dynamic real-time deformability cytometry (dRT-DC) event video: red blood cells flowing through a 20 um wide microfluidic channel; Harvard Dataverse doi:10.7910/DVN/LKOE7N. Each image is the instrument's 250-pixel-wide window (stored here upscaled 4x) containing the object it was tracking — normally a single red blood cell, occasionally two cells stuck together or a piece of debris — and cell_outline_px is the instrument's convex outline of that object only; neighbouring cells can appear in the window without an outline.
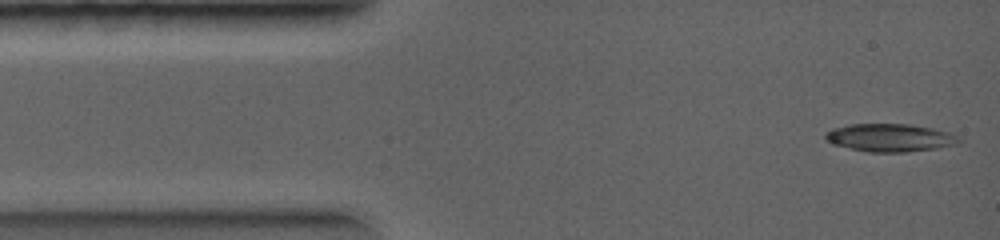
{"species": "common noctule bat (a hibernating species)", "species_latin": "Nyctalus noctula", "temperature_condition": "warm", "stored_images_in_passage": 38, "camera_frame_rate_fps": 5000, "um_per_image_px": 0.085, "animal": {"sex": "female", "body_mass_g": 19.0, "forearm_length_mm": 56.7}, "frame": {"image": 1, "passage_image": 1, "time_ms": 0.0, "image_size_px": [1000, 240], "cell_outline_px": [[960, 140], [956, 144], [936, 148], [904, 152], [868, 152], [832, 144], [824, 140], [824, 136], [832, 128], [848, 124], [908, 124], [932, 128], [948, 132], [956, 136]], "centroid_in_image_um": [75.59, 11.7], "position_along_channel_um": 9.4, "area_um2": 21.56}}